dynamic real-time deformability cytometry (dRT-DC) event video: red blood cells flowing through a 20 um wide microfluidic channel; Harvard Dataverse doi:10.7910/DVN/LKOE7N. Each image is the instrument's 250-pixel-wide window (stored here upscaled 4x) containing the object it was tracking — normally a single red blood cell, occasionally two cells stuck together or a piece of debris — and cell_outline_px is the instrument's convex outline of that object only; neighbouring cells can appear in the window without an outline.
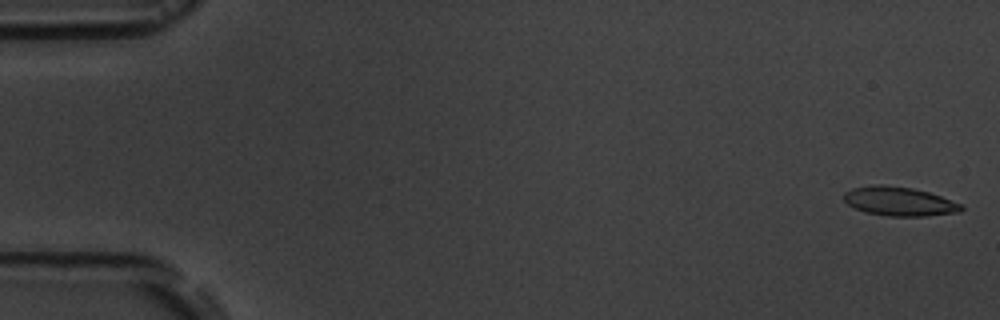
{"species": "common noctule bat (a hibernating species)", "species_latin": "Nyctalus noctula", "temperature_condition": "room temperature", "stored_images_in_passage": 4, "camera_frame_rate_fps": 3000, "um_per_image_px": 0.085, "animal": {"sex": "male", "body_mass_g": 19.5, "forearm_length_mm": 54.6}, "frame": {"image": 1, "passage_image": 1, "time_ms": 0.0, "image_size_px": [1000, 320], "cell_outline_px": [[964, 208], [960, 212], [924, 216], [888, 216], [864, 212], [848, 204], [844, 200], [844, 192], [852, 188], [880, 184], [912, 188], [928, 192], [964, 204]], "centroid_in_image_um": [76.46, 17.12], "position_along_channel_um": 8.5, "area_um2": 19.83}}